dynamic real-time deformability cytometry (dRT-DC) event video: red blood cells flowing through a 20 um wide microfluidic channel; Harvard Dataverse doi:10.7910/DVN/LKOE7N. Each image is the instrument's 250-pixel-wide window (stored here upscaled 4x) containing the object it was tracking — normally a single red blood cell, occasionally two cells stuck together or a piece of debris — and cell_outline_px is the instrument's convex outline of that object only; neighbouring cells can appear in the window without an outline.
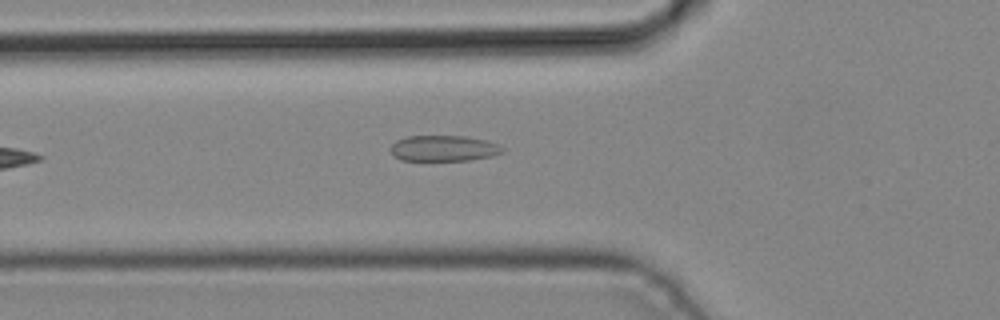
{"species": "common noctule bat (a hibernating species)", "species_latin": "Nyctalus noctula", "temperature_condition": "cold", "stored_images_in_passage": 2, "camera_frame_rate_fps": 3000, "um_per_image_px": 0.085, "animal": {"sex": "male", "body_mass_g": 19.2, "forearm_length_mm": 51.8}, "frame": {"image": 1, "passage_image": 2, "time_ms": 0.333, "image_size_px": [1000, 320], "cell_outline_px": [[504, 152], [492, 156], [468, 160], [400, 160], [392, 156], [388, 148], [396, 140], [408, 136], [464, 136], [484, 140], [496, 144], [504, 148]], "centroid_in_image_um": [37.65, 12.61], "position_along_channel_um": 88.2, "area_um2": 16.88}}